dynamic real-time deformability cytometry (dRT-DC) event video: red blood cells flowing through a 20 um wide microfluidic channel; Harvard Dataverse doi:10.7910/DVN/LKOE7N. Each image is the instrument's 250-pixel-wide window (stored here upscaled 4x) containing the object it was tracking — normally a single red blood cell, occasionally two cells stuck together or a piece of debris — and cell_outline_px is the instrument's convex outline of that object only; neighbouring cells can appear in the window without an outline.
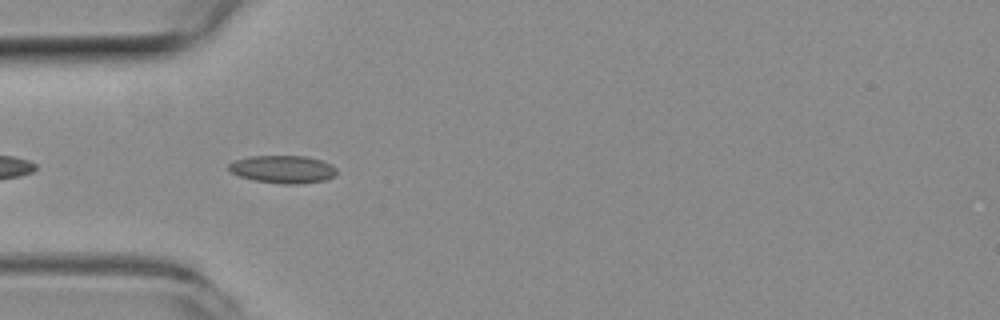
{"species": "common noctule bat (a hibernating species)", "species_latin": "Nyctalus noctula", "temperature_condition": "room temperature", "stored_images_in_passage": 15, "camera_frame_rate_fps": 3000, "um_per_image_px": 0.085, "animal": {"sex": "female", "body_mass_g": 19.3, "forearm_length_mm": 54.1}, "frame": {"image": 1, "passage_image": 3, "time_ms": 0.667, "image_size_px": [1000, 320], "cell_outline_px": [[336, 176], [324, 180], [296, 184], [280, 184], [256, 180], [240, 176], [228, 172], [228, 164], [236, 160], [252, 156], [308, 156], [332, 164], [336, 168]], "centroid_in_image_um": [24.05, 14.39], "position_along_channel_um": 60.9, "area_um2": 17.46}}
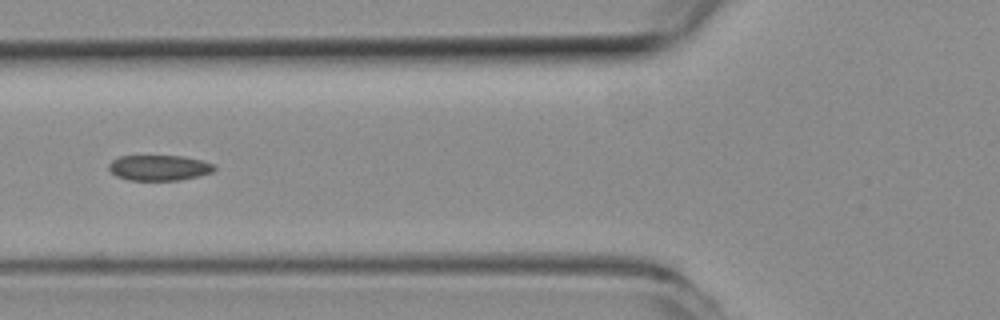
{"frame": {"image": 2, "passage_image": 7, "time_ms": 2.0, "image_size_px": [1000, 320], "cell_outline_px": [[216, 168], [212, 172], [200, 176], [180, 180], [128, 180], [116, 176], [108, 168], [108, 164], [112, 160], [120, 156], [184, 156], [200, 160], [212, 164]], "centroid_in_image_um": [13.51, 14.26], "position_along_channel_um": 112.3, "area_um2": 15.66}}
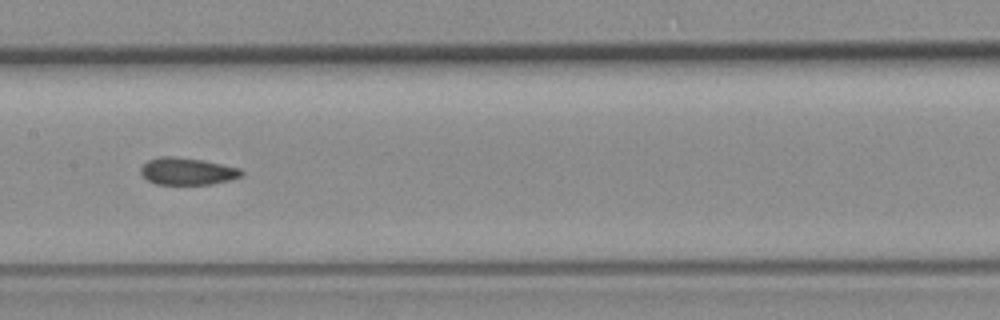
{"frame": {"image": 3, "passage_image": 13, "time_ms": 4.0, "image_size_px": [1000, 320], "cell_outline_px": [[244, 172], [240, 176], [228, 180], [212, 184], [156, 184], [148, 180], [140, 172], [140, 168], [148, 160], [160, 156], [176, 156], [200, 160], [240, 168]], "centroid_in_image_um": [15.89, 14.55], "position_along_channel_um": 191.5, "area_um2": 15.72}}